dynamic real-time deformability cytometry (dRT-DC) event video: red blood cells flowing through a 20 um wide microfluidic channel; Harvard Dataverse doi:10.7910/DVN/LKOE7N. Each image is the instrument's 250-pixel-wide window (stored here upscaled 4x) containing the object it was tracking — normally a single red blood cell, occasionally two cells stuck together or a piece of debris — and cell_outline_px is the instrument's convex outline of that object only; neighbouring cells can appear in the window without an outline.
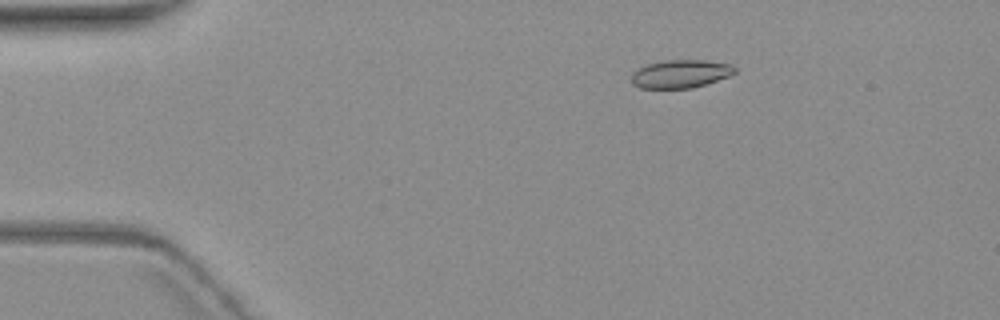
{"species": "common noctule bat (a hibernating species)", "species_latin": "Nyctalus noctula", "temperature_condition": "warm", "stored_images_in_passage": 5, "camera_frame_rate_fps": 3000, "um_per_image_px": 0.085, "animal": {"sex": "female", "body_mass_g": 19.3, "forearm_length_mm": 54.1}, "frame": {"image": 1, "passage_image": 3, "time_ms": 2.667, "image_size_px": [1000, 320], "cell_outline_px": [[736, 72], [728, 76], [692, 88], [640, 88], [632, 84], [632, 72], [648, 64], [664, 60], [704, 60], [732, 64], [736, 68]], "centroid_in_image_um": [57.84, 6.27], "position_along_channel_um": 27.2, "area_um2": 16.82}}
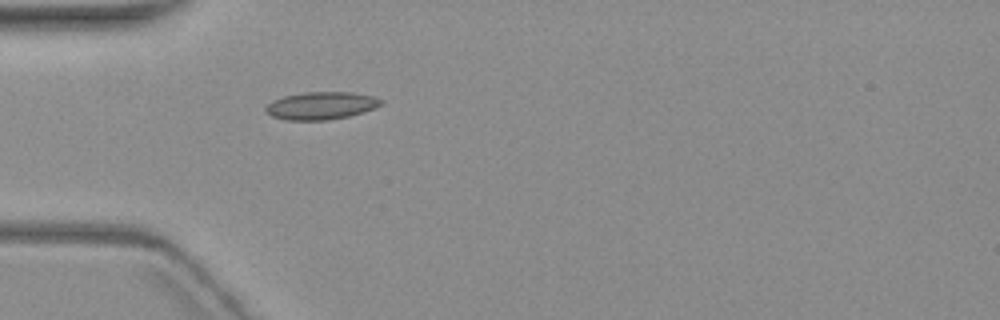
{"frame": {"image": 2, "passage_image": 5, "time_ms": 5.333, "image_size_px": [1000, 320], "cell_outline_px": [[384, 104], [376, 108], [364, 112], [348, 116], [328, 120], [288, 120], [272, 116], [264, 112], [264, 108], [272, 100], [284, 96], [304, 92], [352, 92], [372, 96], [384, 100]], "centroid_in_image_um": [27.31, 8.98], "position_along_channel_um": 57.7, "area_um2": 18.73}}